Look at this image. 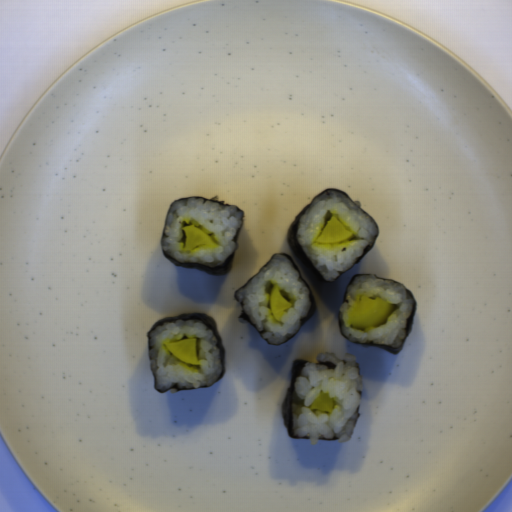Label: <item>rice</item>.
Here are the masks:
<instances>
[{
  "instance_id": "rice-1",
  "label": "rice",
  "mask_w": 512,
  "mask_h": 512,
  "mask_svg": "<svg viewBox=\"0 0 512 512\" xmlns=\"http://www.w3.org/2000/svg\"><path fill=\"white\" fill-rule=\"evenodd\" d=\"M319 362L336 365L330 369L317 363H305L297 375L292 390V428L295 436H307L312 445L319 439L338 438L345 443L352 437L359 418L364 388L360 364L355 355L345 353L340 360L333 352H321ZM326 392L336 402L333 411L309 409L319 393Z\"/></svg>"
},
{
  "instance_id": "rice-2",
  "label": "rice",
  "mask_w": 512,
  "mask_h": 512,
  "mask_svg": "<svg viewBox=\"0 0 512 512\" xmlns=\"http://www.w3.org/2000/svg\"><path fill=\"white\" fill-rule=\"evenodd\" d=\"M335 216L353 232L349 240L320 243L316 238ZM377 235L373 220L343 193L328 190L319 195L297 224L296 236L308 259L326 281H335L372 246Z\"/></svg>"
},
{
  "instance_id": "rice-3",
  "label": "rice",
  "mask_w": 512,
  "mask_h": 512,
  "mask_svg": "<svg viewBox=\"0 0 512 512\" xmlns=\"http://www.w3.org/2000/svg\"><path fill=\"white\" fill-rule=\"evenodd\" d=\"M243 213L234 206L192 198L172 203L167 215L161 245L164 253L178 263H198L219 267L236 250L235 237L241 229ZM192 225L214 242L186 250L183 227Z\"/></svg>"
},
{
  "instance_id": "rice-4",
  "label": "rice",
  "mask_w": 512,
  "mask_h": 512,
  "mask_svg": "<svg viewBox=\"0 0 512 512\" xmlns=\"http://www.w3.org/2000/svg\"><path fill=\"white\" fill-rule=\"evenodd\" d=\"M196 337L198 346L197 365H190L165 347L166 343ZM219 340L215 332L200 320L177 319L164 322L152 330L148 343L151 372L155 389L164 391L177 385L179 388L213 386L223 375Z\"/></svg>"
},
{
  "instance_id": "rice-5",
  "label": "rice",
  "mask_w": 512,
  "mask_h": 512,
  "mask_svg": "<svg viewBox=\"0 0 512 512\" xmlns=\"http://www.w3.org/2000/svg\"><path fill=\"white\" fill-rule=\"evenodd\" d=\"M278 286L281 295L292 305L282 320L272 316L269 295ZM235 298L262 339L270 344L284 343L300 328L312 303L307 286L289 258L274 256L271 261L241 290Z\"/></svg>"
},
{
  "instance_id": "rice-6",
  "label": "rice",
  "mask_w": 512,
  "mask_h": 512,
  "mask_svg": "<svg viewBox=\"0 0 512 512\" xmlns=\"http://www.w3.org/2000/svg\"><path fill=\"white\" fill-rule=\"evenodd\" d=\"M383 299L397 306L386 323L381 326L354 328L348 314L349 309L364 298ZM414 301L404 285L372 274L356 276L347 286V294L339 307L341 332L351 342L399 347L406 337L407 323Z\"/></svg>"
},
{
  "instance_id": "rice-7",
  "label": "rice",
  "mask_w": 512,
  "mask_h": 512,
  "mask_svg": "<svg viewBox=\"0 0 512 512\" xmlns=\"http://www.w3.org/2000/svg\"><path fill=\"white\" fill-rule=\"evenodd\" d=\"M170 392H171L172 394H175V393L177 392V389H176V388H171V389H170Z\"/></svg>"
}]
</instances>
